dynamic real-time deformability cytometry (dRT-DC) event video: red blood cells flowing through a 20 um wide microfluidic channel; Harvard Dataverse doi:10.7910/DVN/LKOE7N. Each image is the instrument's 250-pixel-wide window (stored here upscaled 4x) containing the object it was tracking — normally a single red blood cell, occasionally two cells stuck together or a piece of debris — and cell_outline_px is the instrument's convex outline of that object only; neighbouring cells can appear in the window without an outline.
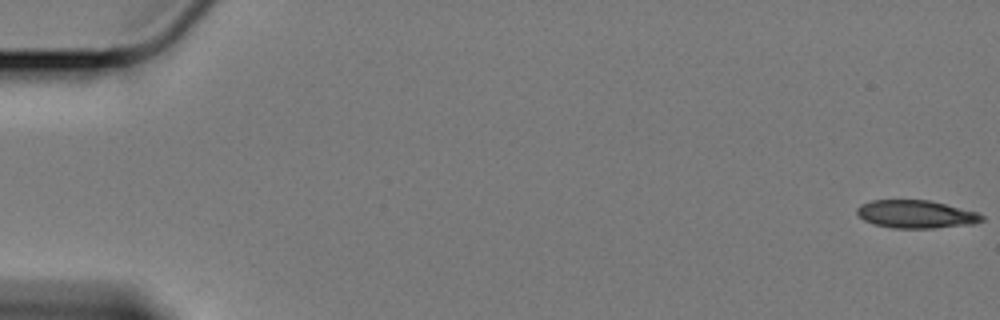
{"species": "Egyptian fruit bat (a non-hibernating species)", "species_latin": "Rousettus aegyptiacus", "temperature_condition": "cold", "stored_images_in_passage": 16, "camera_frame_rate_fps": 3000, "um_per_image_px": 0.085, "animal": {"sex": "female"}, "frame": {"image": 1, "passage_image": 1, "time_ms": 0.0, "image_size_px": [1000, 320], "cell_outline_px": [[984, 220], [972, 224], [932, 228], [892, 228], [876, 224], [864, 220], [856, 212], [856, 208], [860, 204], [872, 200], [928, 200], [976, 212], [984, 216]], "centroid_in_image_um": [77.83, 18.2], "position_along_channel_um": 7.2, "area_um2": 20.11}}